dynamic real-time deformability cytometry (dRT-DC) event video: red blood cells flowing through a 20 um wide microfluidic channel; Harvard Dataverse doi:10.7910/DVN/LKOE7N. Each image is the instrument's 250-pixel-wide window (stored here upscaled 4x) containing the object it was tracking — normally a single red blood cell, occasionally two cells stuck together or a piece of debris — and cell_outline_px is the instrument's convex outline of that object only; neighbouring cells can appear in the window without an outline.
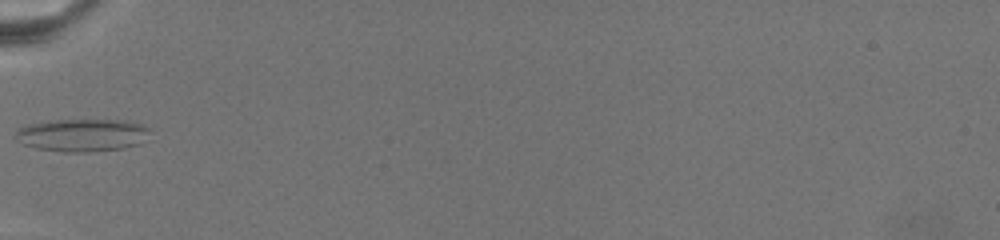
{"species": "common noctule bat (a hibernating species)", "species_latin": "Nyctalus noctula", "temperature_condition": "warm", "stored_images_in_passage": 4, "camera_frame_rate_fps": 3000, "um_per_image_px": 0.085, "animal": {"sex": "female", "body_mass_g": 19.5, "forearm_length_mm": 54.1}, "frame": {"image": 1, "passage_image": 1, "time_ms": 0.0, "image_size_px": [1000, 240], "cell_outline_px": [[152, 128], [140, 144], [124, 148], [88, 152], [64, 152], [36, 148], [24, 144], [16, 140], [16, 132], [20, 128], [28, 124], [48, 120], [128, 120], [144, 124]], "centroid_in_image_um": [7.02, 11.47], "position_along_channel_um": 78.0, "area_um2": 25.84}}